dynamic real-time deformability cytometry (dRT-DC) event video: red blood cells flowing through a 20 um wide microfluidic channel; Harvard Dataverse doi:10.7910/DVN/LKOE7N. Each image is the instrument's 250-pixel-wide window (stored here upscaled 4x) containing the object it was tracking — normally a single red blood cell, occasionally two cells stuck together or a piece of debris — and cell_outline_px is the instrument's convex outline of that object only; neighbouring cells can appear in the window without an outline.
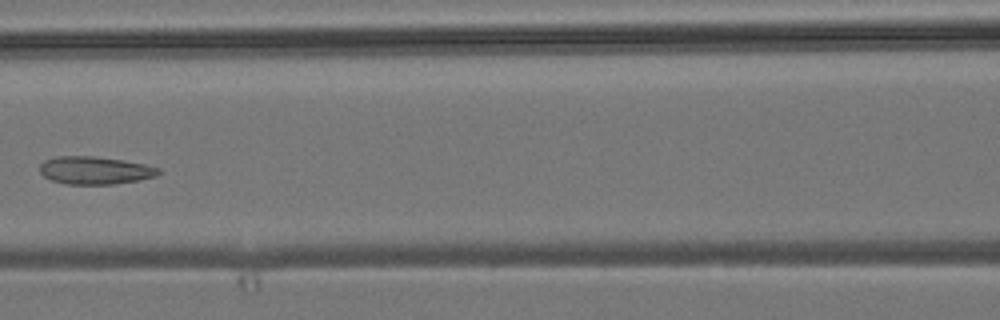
{"species": "common noctule bat (a hibernating species)", "species_latin": "Nyctalus noctula", "temperature_condition": "room temperature", "stored_images_in_passage": 7, "segment_of_instrument_passage": [1, 2], "camera_frame_rate_fps": 3000, "um_per_image_px": 0.085, "animal": {"sex": "male", "body_mass_g": 19.2, "forearm_length_mm": 51.8}, "frame": {"image": 1, "passage_image": 6, "time_ms": 6.667, "image_size_px": [1000, 320], "cell_outline_px": [[160, 172], [156, 176], [140, 180], [116, 184], [64, 184], [52, 180], [44, 176], [40, 172], [40, 164], [44, 160], [56, 156], [92, 156], [124, 160], [144, 164], [160, 168]], "centroid_in_image_um": [8.07, 14.48], "position_along_channel_um": 158.5, "area_um2": 19.31}}